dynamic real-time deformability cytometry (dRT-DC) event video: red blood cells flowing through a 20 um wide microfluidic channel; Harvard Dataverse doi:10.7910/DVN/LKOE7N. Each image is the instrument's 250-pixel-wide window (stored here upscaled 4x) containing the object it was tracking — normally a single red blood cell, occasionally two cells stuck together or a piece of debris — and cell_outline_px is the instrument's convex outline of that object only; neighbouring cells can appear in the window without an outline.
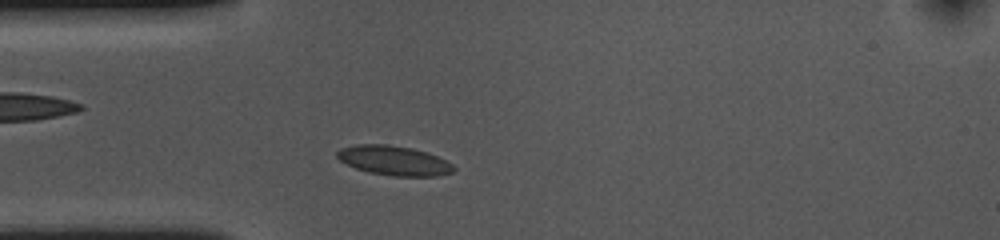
{"species": "common noctule bat (a hibernating species)", "species_latin": "Nyctalus noctula", "temperature_condition": "cold", "stored_images_in_passage": 42, "camera_frame_rate_fps": 3000, "um_per_image_px": 0.085, "animal": {"sex": "female", "body_mass_g": 10.0, "forearm_length_mm": 53.1}, "frame": {"image": 1, "passage_image": 5, "time_ms": 1.333, "image_size_px": [1000, 240], "cell_outline_px": [[456, 168], [452, 172], [436, 176], [396, 176], [368, 172], [356, 168], [340, 160], [336, 156], [336, 152], [340, 148], [356, 144], [388, 144], [412, 148], [436, 156], [452, 164]], "centroid_in_image_um": [33.46, 13.64], "position_along_channel_um": 51.5, "area_um2": 19.88}}
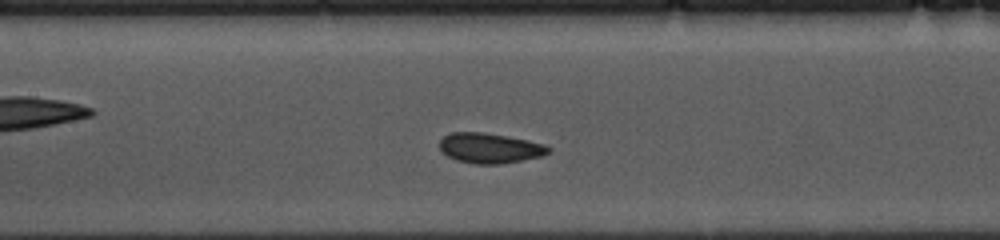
{"frame": {"image": 2, "passage_image": 15, "time_ms": 4.667, "image_size_px": [1000, 240], "cell_outline_px": [[552, 148], [548, 152], [540, 156], [500, 164], [476, 164], [456, 160], [448, 156], [440, 148], [440, 140], [448, 132], [484, 132], [508, 136], [548, 144]], "centroid_in_image_um": [41.64, 12.57], "position_along_channel_um": 165.8, "area_um2": 19.13}}
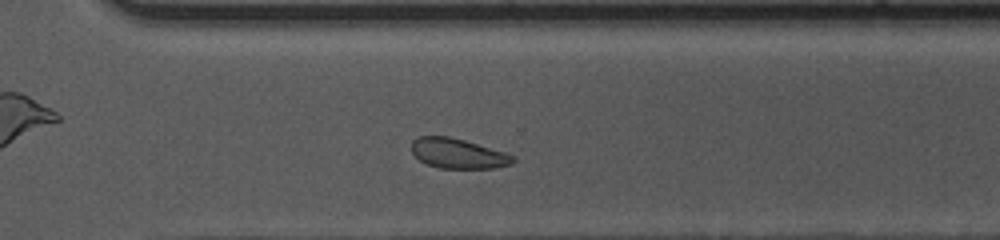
{"frame": {"image": 3, "passage_image": 29, "time_ms": 9.333, "image_size_px": [1000, 240], "cell_outline_px": [[516, 160], [512, 164], [492, 168], [440, 168], [428, 164], [420, 160], [412, 152], [412, 140], [416, 136], [448, 136], [464, 140], [504, 152], [516, 156]], "centroid_in_image_um": [38.93, 13.04], "position_along_channel_um": 331.7, "area_um2": 17.63}, "authors_computed_cell_mechanics": {"area_um2": 19.1607, "velocity_mm_per_s": 3.5679, "shape_relaxation_time_tau1_ms": 2.0226, "shape_relaxation_time_tau2_ms": 0.8589, "deformation_change_tau1": 0.0858, "deformation_change_tau2": 0.055}}